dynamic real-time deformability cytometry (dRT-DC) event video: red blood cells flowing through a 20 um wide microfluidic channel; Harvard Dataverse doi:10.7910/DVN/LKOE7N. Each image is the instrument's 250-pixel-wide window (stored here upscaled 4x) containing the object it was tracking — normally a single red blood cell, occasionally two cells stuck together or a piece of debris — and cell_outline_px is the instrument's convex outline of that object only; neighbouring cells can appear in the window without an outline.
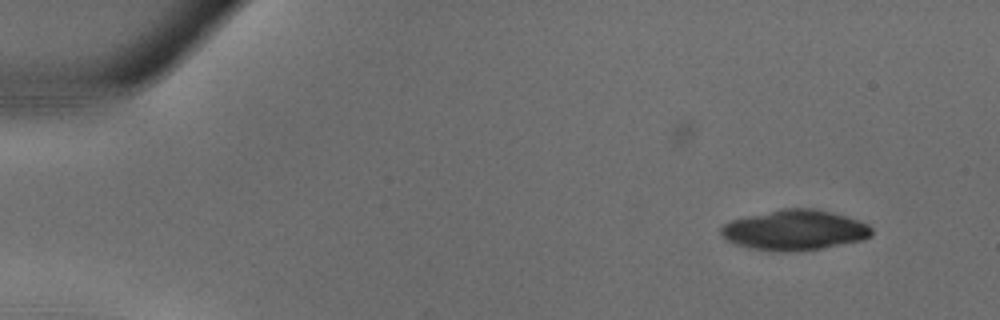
{"species": "common noctule bat (a hibernating species)", "species_latin": "Nyctalus noctula", "temperature_condition": "warm", "stored_images_in_passage": 33, "camera_frame_rate_fps": 3000, "um_per_image_px": 0.085, "animal": {"sex": "male", "body_mass_g": 18.8}, "frame": {"image": 1, "passage_image": 1, "time_ms": 0.0, "image_size_px": [1000, 320], "cell_outline_px": [[872, 236], [860, 240], [820, 248], [752, 248], [736, 244], [724, 240], [720, 232], [720, 228], [724, 224], [732, 220], [780, 208], [816, 208], [832, 212], [868, 224], [872, 228]], "centroid_in_image_um": [67.54, 19.5], "position_along_channel_um": 17.5, "area_um2": 34.04}}
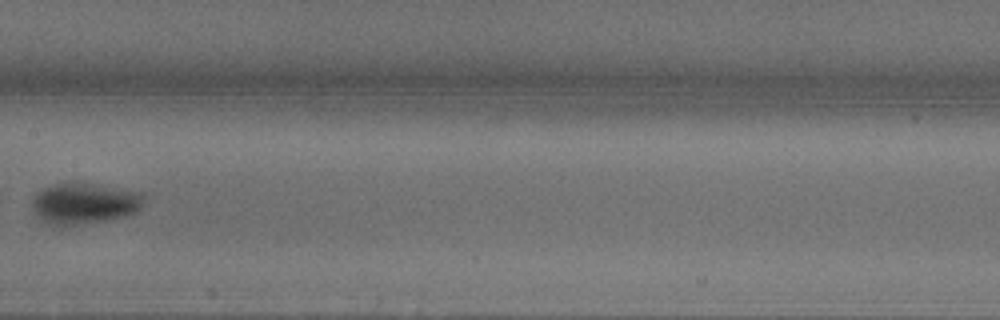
{"frame": {"image": 2, "passage_image": 17, "time_ms": 5.333, "image_size_px": [1000, 320], "cell_outline_px": [[144, 196], [140, 208], [136, 212], [124, 216], [104, 220], [72, 224], [56, 224], [44, 220], [32, 208], [32, 196], [36, 192], [52, 184], [88, 184], [140, 192]], "centroid_in_image_um": [7.16, 17.27], "position_along_channel_um": 200.2, "area_um2": 25.55}}
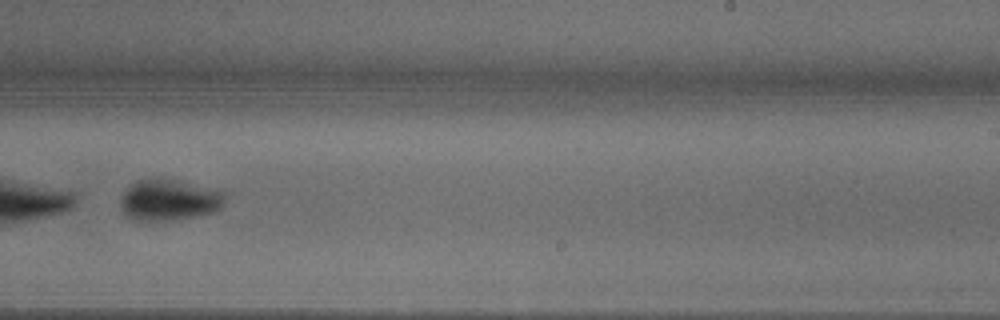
{"frame": {"image": 3, "passage_image": 21, "time_ms": 6.667, "image_size_px": [1000, 320], "cell_outline_px": [[228, 192], [224, 204], [220, 208], [212, 212], [196, 216], [172, 220], [132, 220], [120, 208], [120, 196], [136, 180], [180, 180]], "centroid_in_image_um": [14.41, 17.0], "position_along_channel_um": 274.6, "area_um2": 25.03}}